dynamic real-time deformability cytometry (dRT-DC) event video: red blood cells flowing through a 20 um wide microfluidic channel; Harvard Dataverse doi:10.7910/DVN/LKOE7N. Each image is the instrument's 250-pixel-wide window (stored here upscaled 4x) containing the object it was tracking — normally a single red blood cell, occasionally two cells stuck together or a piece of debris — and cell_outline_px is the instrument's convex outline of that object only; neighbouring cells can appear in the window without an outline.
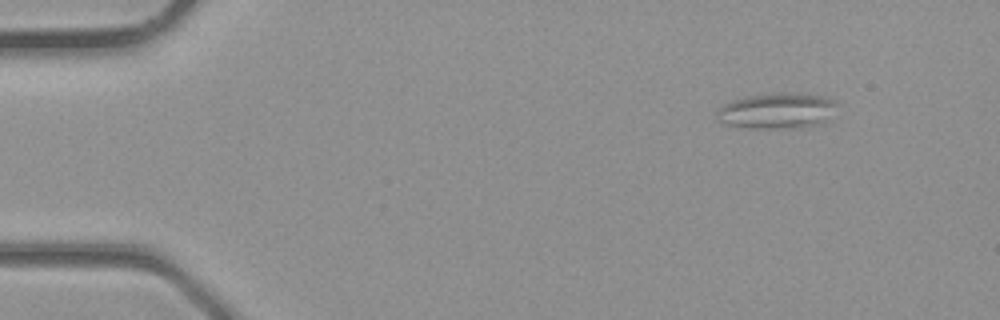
{"species": "common noctule bat (a hibernating species)", "species_latin": "Nyctalus noctula", "temperature_condition": "room temperature", "stored_images_in_passage": 3, "camera_frame_rate_fps": 3000, "um_per_image_px": 0.085, "animal": {"sex": "male", "body_mass_g": 23.1, "forearm_length_mm": 52.7}, "frame": {"image": 1, "passage_image": 3, "time_ms": 0.667, "image_size_px": [1000, 320], "cell_outline_px": [[836, 104], [820, 120], [812, 124], [796, 128], [748, 128], [728, 124], [720, 120], [716, 116], [716, 112], [724, 104], [732, 100], [748, 96], [784, 92], [792, 92], [820, 96], [832, 100]], "centroid_in_image_um": [65.9, 9.4], "position_along_channel_um": 19.1, "area_um2": 23.93}}